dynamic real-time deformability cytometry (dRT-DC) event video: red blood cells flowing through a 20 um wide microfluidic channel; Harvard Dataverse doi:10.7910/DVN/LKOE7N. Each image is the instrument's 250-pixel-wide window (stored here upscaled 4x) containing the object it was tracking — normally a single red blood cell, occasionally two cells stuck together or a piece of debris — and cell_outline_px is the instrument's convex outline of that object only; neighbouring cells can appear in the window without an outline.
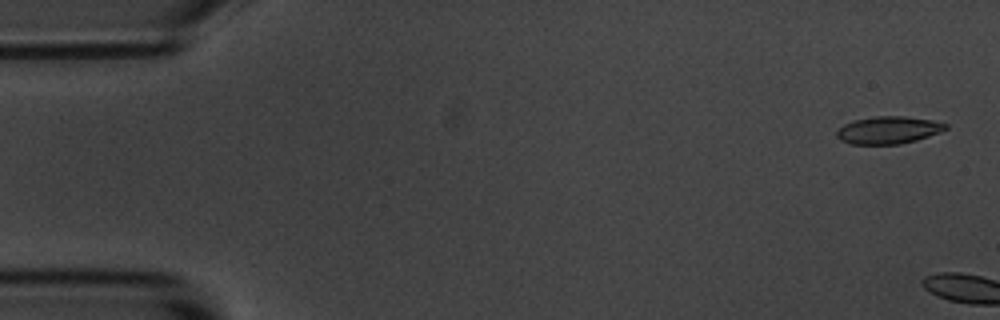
{"species": "common noctule bat (a hibernating species)", "species_latin": "Nyctalus noctula", "temperature_condition": "room temperature", "stored_images_in_passage": 6, "camera_frame_rate_fps": 3000, "um_per_image_px": 0.085, "animal": {"sex": "male", "body_mass_g": 20.1, "forearm_length_mm": 53.5}, "frame": {"image": 1, "passage_image": 1, "time_ms": 0.0, "image_size_px": [1000, 320], "cell_outline_px": [[948, 128], [940, 132], [916, 140], [900, 144], [852, 144], [840, 140], [836, 136], [836, 132], [844, 124], [852, 120], [876, 116], [904, 116], [932, 120], [948, 124]], "centroid_in_image_um": [75.5, 11.05], "position_along_channel_um": 9.5, "area_um2": 17.4}}
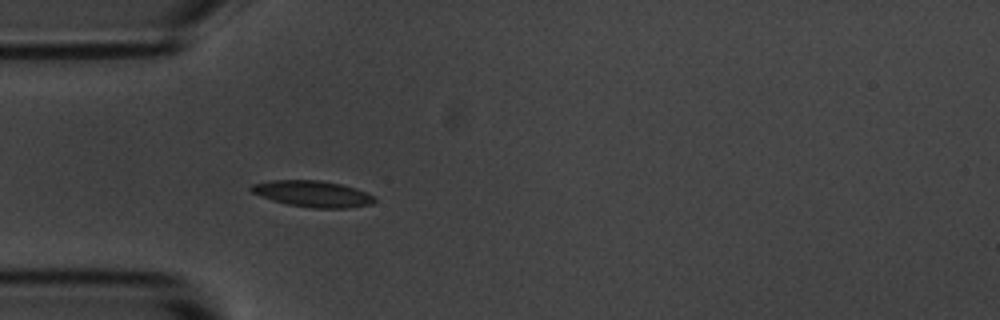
{"frame": {"image": 2, "passage_image": 6, "time_ms": 6.0, "image_size_px": [1000, 320], "cell_outline_px": [[376, 200], [372, 204], [348, 208], [312, 208], [288, 204], [272, 200], [252, 192], [248, 188], [252, 184], [272, 180], [320, 180], [340, 184], [356, 188], [372, 196]], "centroid_in_image_um": [26.56, 16.47], "position_along_channel_um": 58.4, "area_um2": 18.73}}